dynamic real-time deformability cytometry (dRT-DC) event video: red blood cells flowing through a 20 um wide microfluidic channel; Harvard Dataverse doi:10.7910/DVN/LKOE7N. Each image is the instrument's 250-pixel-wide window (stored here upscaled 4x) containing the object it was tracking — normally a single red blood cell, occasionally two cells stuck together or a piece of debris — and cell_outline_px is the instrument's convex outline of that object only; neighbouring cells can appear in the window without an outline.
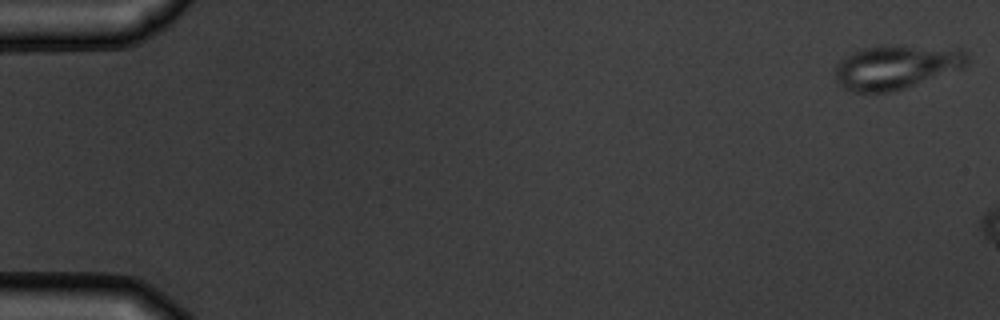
{"species": "common noctule bat (a hibernating species)", "species_latin": "Nyctalus noctula", "temperature_condition": "warm", "stored_images_in_passage": 3, "camera_frame_rate_fps": 3000, "um_per_image_px": 0.085, "animal": {"sex": "male", "body_mass_g": 19.5, "forearm_length_mm": 54.6}, "frame": {"image": 1, "passage_image": 1, "time_ms": 0.0, "image_size_px": [1000, 320], "cell_outline_px": [[972, 60], [964, 68], [892, 92], [852, 92], [844, 88], [836, 80], [832, 72], [836, 64], [840, 60], [852, 52], [864, 48], [884, 44], [892, 44], [960, 48], [968, 52]], "centroid_in_image_um": [76.22, 5.66], "position_along_channel_um": 8.8, "area_um2": 34.91}}